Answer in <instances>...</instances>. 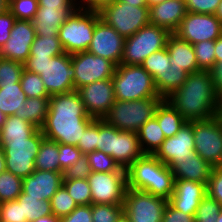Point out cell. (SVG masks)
Instances as JSON below:
<instances>
[{"mask_svg": "<svg viewBox=\"0 0 222 222\" xmlns=\"http://www.w3.org/2000/svg\"><path fill=\"white\" fill-rule=\"evenodd\" d=\"M93 120L87 114L78 91L74 90L50 96L46 121L41 130L48 140L77 146L85 128Z\"/></svg>", "mask_w": 222, "mask_h": 222, "instance_id": "1", "label": "cell"}, {"mask_svg": "<svg viewBox=\"0 0 222 222\" xmlns=\"http://www.w3.org/2000/svg\"><path fill=\"white\" fill-rule=\"evenodd\" d=\"M165 100L187 122L208 120L219 115V96L209 70L188 74L183 85Z\"/></svg>", "mask_w": 222, "mask_h": 222, "instance_id": "2", "label": "cell"}, {"mask_svg": "<svg viewBox=\"0 0 222 222\" xmlns=\"http://www.w3.org/2000/svg\"><path fill=\"white\" fill-rule=\"evenodd\" d=\"M127 188L144 191L167 201L174 192L175 178L166 164L151 154L136 159L127 169Z\"/></svg>", "mask_w": 222, "mask_h": 222, "instance_id": "3", "label": "cell"}, {"mask_svg": "<svg viewBox=\"0 0 222 222\" xmlns=\"http://www.w3.org/2000/svg\"><path fill=\"white\" fill-rule=\"evenodd\" d=\"M112 81L115 100L134 101L160 97L153 77L141 65L116 66Z\"/></svg>", "mask_w": 222, "mask_h": 222, "instance_id": "4", "label": "cell"}, {"mask_svg": "<svg viewBox=\"0 0 222 222\" xmlns=\"http://www.w3.org/2000/svg\"><path fill=\"white\" fill-rule=\"evenodd\" d=\"M163 100L161 97L134 101L115 100L103 119L118 130L137 133L146 121L155 116L156 109Z\"/></svg>", "mask_w": 222, "mask_h": 222, "instance_id": "5", "label": "cell"}, {"mask_svg": "<svg viewBox=\"0 0 222 222\" xmlns=\"http://www.w3.org/2000/svg\"><path fill=\"white\" fill-rule=\"evenodd\" d=\"M99 20L98 11L78 7L58 30L65 53L87 51L93 39L95 24Z\"/></svg>", "mask_w": 222, "mask_h": 222, "instance_id": "6", "label": "cell"}, {"mask_svg": "<svg viewBox=\"0 0 222 222\" xmlns=\"http://www.w3.org/2000/svg\"><path fill=\"white\" fill-rule=\"evenodd\" d=\"M170 35L168 30L159 26L149 24L142 27L134 35L125 38L121 64L141 65L152 53L166 47Z\"/></svg>", "mask_w": 222, "mask_h": 222, "instance_id": "7", "label": "cell"}, {"mask_svg": "<svg viewBox=\"0 0 222 222\" xmlns=\"http://www.w3.org/2000/svg\"><path fill=\"white\" fill-rule=\"evenodd\" d=\"M100 19L113 27L124 38L137 33L149 25V7L128 5L120 0L102 7L98 11Z\"/></svg>", "mask_w": 222, "mask_h": 222, "instance_id": "8", "label": "cell"}, {"mask_svg": "<svg viewBox=\"0 0 222 222\" xmlns=\"http://www.w3.org/2000/svg\"><path fill=\"white\" fill-rule=\"evenodd\" d=\"M44 138L42 130L38 129L30 138L1 142L6 171L22 179L35 171V158Z\"/></svg>", "mask_w": 222, "mask_h": 222, "instance_id": "9", "label": "cell"}, {"mask_svg": "<svg viewBox=\"0 0 222 222\" xmlns=\"http://www.w3.org/2000/svg\"><path fill=\"white\" fill-rule=\"evenodd\" d=\"M195 152L212 167L222 164V115L193 121Z\"/></svg>", "mask_w": 222, "mask_h": 222, "instance_id": "10", "label": "cell"}, {"mask_svg": "<svg viewBox=\"0 0 222 222\" xmlns=\"http://www.w3.org/2000/svg\"><path fill=\"white\" fill-rule=\"evenodd\" d=\"M88 182L92 204L123 205L127 190L126 171L92 172Z\"/></svg>", "mask_w": 222, "mask_h": 222, "instance_id": "11", "label": "cell"}, {"mask_svg": "<svg viewBox=\"0 0 222 222\" xmlns=\"http://www.w3.org/2000/svg\"><path fill=\"white\" fill-rule=\"evenodd\" d=\"M167 204L166 199L127 188L123 202V214L132 222H162Z\"/></svg>", "mask_w": 222, "mask_h": 222, "instance_id": "12", "label": "cell"}, {"mask_svg": "<svg viewBox=\"0 0 222 222\" xmlns=\"http://www.w3.org/2000/svg\"><path fill=\"white\" fill-rule=\"evenodd\" d=\"M71 64L75 70V90L84 85L112 79L116 65L88 51L71 54Z\"/></svg>", "mask_w": 222, "mask_h": 222, "instance_id": "13", "label": "cell"}, {"mask_svg": "<svg viewBox=\"0 0 222 222\" xmlns=\"http://www.w3.org/2000/svg\"><path fill=\"white\" fill-rule=\"evenodd\" d=\"M174 34L192 45L215 41L222 35V23L212 14L187 12Z\"/></svg>", "mask_w": 222, "mask_h": 222, "instance_id": "14", "label": "cell"}, {"mask_svg": "<svg viewBox=\"0 0 222 222\" xmlns=\"http://www.w3.org/2000/svg\"><path fill=\"white\" fill-rule=\"evenodd\" d=\"M40 77L50 96L74 91L75 70L71 64V54L53 57L44 65Z\"/></svg>", "mask_w": 222, "mask_h": 222, "instance_id": "15", "label": "cell"}, {"mask_svg": "<svg viewBox=\"0 0 222 222\" xmlns=\"http://www.w3.org/2000/svg\"><path fill=\"white\" fill-rule=\"evenodd\" d=\"M77 91L87 114L94 119H103L115 103L112 79H105L84 85Z\"/></svg>", "mask_w": 222, "mask_h": 222, "instance_id": "16", "label": "cell"}, {"mask_svg": "<svg viewBox=\"0 0 222 222\" xmlns=\"http://www.w3.org/2000/svg\"><path fill=\"white\" fill-rule=\"evenodd\" d=\"M125 38L101 19L95 24L93 39L87 49L91 54L105 58L116 66L121 64Z\"/></svg>", "mask_w": 222, "mask_h": 222, "instance_id": "17", "label": "cell"}, {"mask_svg": "<svg viewBox=\"0 0 222 222\" xmlns=\"http://www.w3.org/2000/svg\"><path fill=\"white\" fill-rule=\"evenodd\" d=\"M36 32L30 20H15L10 39L1 47L0 57L25 63L30 56Z\"/></svg>", "mask_w": 222, "mask_h": 222, "instance_id": "18", "label": "cell"}, {"mask_svg": "<svg viewBox=\"0 0 222 222\" xmlns=\"http://www.w3.org/2000/svg\"><path fill=\"white\" fill-rule=\"evenodd\" d=\"M194 150L193 121H191L186 122L174 136L166 138L153 155L168 166L174 159L184 158Z\"/></svg>", "mask_w": 222, "mask_h": 222, "instance_id": "19", "label": "cell"}, {"mask_svg": "<svg viewBox=\"0 0 222 222\" xmlns=\"http://www.w3.org/2000/svg\"><path fill=\"white\" fill-rule=\"evenodd\" d=\"M206 190L205 183L175 179L174 192L168 203L176 210L195 215L200 202L207 195Z\"/></svg>", "mask_w": 222, "mask_h": 222, "instance_id": "20", "label": "cell"}, {"mask_svg": "<svg viewBox=\"0 0 222 222\" xmlns=\"http://www.w3.org/2000/svg\"><path fill=\"white\" fill-rule=\"evenodd\" d=\"M63 172L35 170L23 179L22 193L39 200L50 201L52 196L61 187Z\"/></svg>", "mask_w": 222, "mask_h": 222, "instance_id": "21", "label": "cell"}, {"mask_svg": "<svg viewBox=\"0 0 222 222\" xmlns=\"http://www.w3.org/2000/svg\"><path fill=\"white\" fill-rule=\"evenodd\" d=\"M186 14L185 0H165L149 7V23L174 34Z\"/></svg>", "mask_w": 222, "mask_h": 222, "instance_id": "22", "label": "cell"}, {"mask_svg": "<svg viewBox=\"0 0 222 222\" xmlns=\"http://www.w3.org/2000/svg\"><path fill=\"white\" fill-rule=\"evenodd\" d=\"M168 166L175 179L191 180L206 185L213 169L195 150L184 158L174 159Z\"/></svg>", "mask_w": 222, "mask_h": 222, "instance_id": "23", "label": "cell"}, {"mask_svg": "<svg viewBox=\"0 0 222 222\" xmlns=\"http://www.w3.org/2000/svg\"><path fill=\"white\" fill-rule=\"evenodd\" d=\"M144 155L136 132L121 131L114 127L113 159L121 168L127 169Z\"/></svg>", "mask_w": 222, "mask_h": 222, "instance_id": "24", "label": "cell"}, {"mask_svg": "<svg viewBox=\"0 0 222 222\" xmlns=\"http://www.w3.org/2000/svg\"><path fill=\"white\" fill-rule=\"evenodd\" d=\"M78 7L46 8L38 7L35 17L31 20L36 35L41 37L58 36L61 25Z\"/></svg>", "mask_w": 222, "mask_h": 222, "instance_id": "25", "label": "cell"}, {"mask_svg": "<svg viewBox=\"0 0 222 222\" xmlns=\"http://www.w3.org/2000/svg\"><path fill=\"white\" fill-rule=\"evenodd\" d=\"M166 49L170 56L171 66L182 68L189 74L200 71L194 47L186 40H182L175 34H171L168 38Z\"/></svg>", "mask_w": 222, "mask_h": 222, "instance_id": "26", "label": "cell"}, {"mask_svg": "<svg viewBox=\"0 0 222 222\" xmlns=\"http://www.w3.org/2000/svg\"><path fill=\"white\" fill-rule=\"evenodd\" d=\"M26 98L20 83L0 84V111L6 116L15 115L21 118V108Z\"/></svg>", "mask_w": 222, "mask_h": 222, "instance_id": "27", "label": "cell"}, {"mask_svg": "<svg viewBox=\"0 0 222 222\" xmlns=\"http://www.w3.org/2000/svg\"><path fill=\"white\" fill-rule=\"evenodd\" d=\"M155 117L165 138L174 136L187 122L165 99L157 107Z\"/></svg>", "mask_w": 222, "mask_h": 222, "instance_id": "28", "label": "cell"}, {"mask_svg": "<svg viewBox=\"0 0 222 222\" xmlns=\"http://www.w3.org/2000/svg\"><path fill=\"white\" fill-rule=\"evenodd\" d=\"M137 134L144 154L153 155L166 139L155 116L146 121Z\"/></svg>", "mask_w": 222, "mask_h": 222, "instance_id": "29", "label": "cell"}, {"mask_svg": "<svg viewBox=\"0 0 222 222\" xmlns=\"http://www.w3.org/2000/svg\"><path fill=\"white\" fill-rule=\"evenodd\" d=\"M1 129V142H9L11 140L30 138L38 128L30 122L17 117L9 115L6 118Z\"/></svg>", "mask_w": 222, "mask_h": 222, "instance_id": "30", "label": "cell"}, {"mask_svg": "<svg viewBox=\"0 0 222 222\" xmlns=\"http://www.w3.org/2000/svg\"><path fill=\"white\" fill-rule=\"evenodd\" d=\"M188 74L182 68L171 66L163 75H158L154 79V83L159 96L163 99L169 97L183 85Z\"/></svg>", "mask_w": 222, "mask_h": 222, "instance_id": "31", "label": "cell"}, {"mask_svg": "<svg viewBox=\"0 0 222 222\" xmlns=\"http://www.w3.org/2000/svg\"><path fill=\"white\" fill-rule=\"evenodd\" d=\"M34 163L35 170L62 172L59 166V143L44 138Z\"/></svg>", "mask_w": 222, "mask_h": 222, "instance_id": "32", "label": "cell"}, {"mask_svg": "<svg viewBox=\"0 0 222 222\" xmlns=\"http://www.w3.org/2000/svg\"><path fill=\"white\" fill-rule=\"evenodd\" d=\"M49 98H26L21 108V118L41 129L46 121Z\"/></svg>", "mask_w": 222, "mask_h": 222, "instance_id": "33", "label": "cell"}, {"mask_svg": "<svg viewBox=\"0 0 222 222\" xmlns=\"http://www.w3.org/2000/svg\"><path fill=\"white\" fill-rule=\"evenodd\" d=\"M17 200L22 203L23 217L27 222L53 214L50 201L29 197L25 193H21Z\"/></svg>", "mask_w": 222, "mask_h": 222, "instance_id": "34", "label": "cell"}, {"mask_svg": "<svg viewBox=\"0 0 222 222\" xmlns=\"http://www.w3.org/2000/svg\"><path fill=\"white\" fill-rule=\"evenodd\" d=\"M65 53L58 36H37L31 45L29 57H56Z\"/></svg>", "mask_w": 222, "mask_h": 222, "instance_id": "35", "label": "cell"}, {"mask_svg": "<svg viewBox=\"0 0 222 222\" xmlns=\"http://www.w3.org/2000/svg\"><path fill=\"white\" fill-rule=\"evenodd\" d=\"M20 84L23 93L27 98H50L39 74L24 69L21 75Z\"/></svg>", "mask_w": 222, "mask_h": 222, "instance_id": "36", "label": "cell"}, {"mask_svg": "<svg viewBox=\"0 0 222 222\" xmlns=\"http://www.w3.org/2000/svg\"><path fill=\"white\" fill-rule=\"evenodd\" d=\"M23 179L9 171L0 174V203L17 200L22 193Z\"/></svg>", "mask_w": 222, "mask_h": 222, "instance_id": "37", "label": "cell"}, {"mask_svg": "<svg viewBox=\"0 0 222 222\" xmlns=\"http://www.w3.org/2000/svg\"><path fill=\"white\" fill-rule=\"evenodd\" d=\"M62 185L77 205L92 204L91 189L88 179H63Z\"/></svg>", "mask_w": 222, "mask_h": 222, "instance_id": "38", "label": "cell"}, {"mask_svg": "<svg viewBox=\"0 0 222 222\" xmlns=\"http://www.w3.org/2000/svg\"><path fill=\"white\" fill-rule=\"evenodd\" d=\"M141 66L155 79L158 75H163L169 67L170 56L165 48L152 53L141 64Z\"/></svg>", "mask_w": 222, "mask_h": 222, "instance_id": "39", "label": "cell"}, {"mask_svg": "<svg viewBox=\"0 0 222 222\" xmlns=\"http://www.w3.org/2000/svg\"><path fill=\"white\" fill-rule=\"evenodd\" d=\"M50 202L52 213L59 218L69 215L78 206L63 185L52 196Z\"/></svg>", "mask_w": 222, "mask_h": 222, "instance_id": "40", "label": "cell"}, {"mask_svg": "<svg viewBox=\"0 0 222 222\" xmlns=\"http://www.w3.org/2000/svg\"><path fill=\"white\" fill-rule=\"evenodd\" d=\"M86 156L92 172L126 171V169L121 168L110 155L102 151L95 150Z\"/></svg>", "mask_w": 222, "mask_h": 222, "instance_id": "41", "label": "cell"}, {"mask_svg": "<svg viewBox=\"0 0 222 222\" xmlns=\"http://www.w3.org/2000/svg\"><path fill=\"white\" fill-rule=\"evenodd\" d=\"M197 65L200 70H210L215 64V41L193 44Z\"/></svg>", "mask_w": 222, "mask_h": 222, "instance_id": "42", "label": "cell"}, {"mask_svg": "<svg viewBox=\"0 0 222 222\" xmlns=\"http://www.w3.org/2000/svg\"><path fill=\"white\" fill-rule=\"evenodd\" d=\"M24 64L0 57V84L20 83Z\"/></svg>", "mask_w": 222, "mask_h": 222, "instance_id": "43", "label": "cell"}, {"mask_svg": "<svg viewBox=\"0 0 222 222\" xmlns=\"http://www.w3.org/2000/svg\"><path fill=\"white\" fill-rule=\"evenodd\" d=\"M221 209L222 206L215 199L206 195L196 210L195 222H216Z\"/></svg>", "mask_w": 222, "mask_h": 222, "instance_id": "44", "label": "cell"}, {"mask_svg": "<svg viewBox=\"0 0 222 222\" xmlns=\"http://www.w3.org/2000/svg\"><path fill=\"white\" fill-rule=\"evenodd\" d=\"M123 205L92 204V222H118Z\"/></svg>", "mask_w": 222, "mask_h": 222, "instance_id": "45", "label": "cell"}, {"mask_svg": "<svg viewBox=\"0 0 222 222\" xmlns=\"http://www.w3.org/2000/svg\"><path fill=\"white\" fill-rule=\"evenodd\" d=\"M38 0H9V11L17 20H32L38 11Z\"/></svg>", "mask_w": 222, "mask_h": 222, "instance_id": "46", "label": "cell"}, {"mask_svg": "<svg viewBox=\"0 0 222 222\" xmlns=\"http://www.w3.org/2000/svg\"><path fill=\"white\" fill-rule=\"evenodd\" d=\"M114 127L104 119H98L97 150L113 158Z\"/></svg>", "mask_w": 222, "mask_h": 222, "instance_id": "47", "label": "cell"}, {"mask_svg": "<svg viewBox=\"0 0 222 222\" xmlns=\"http://www.w3.org/2000/svg\"><path fill=\"white\" fill-rule=\"evenodd\" d=\"M98 140V119H94L86 128L82 137L79 139L77 147L83 155H87L97 150Z\"/></svg>", "mask_w": 222, "mask_h": 222, "instance_id": "48", "label": "cell"}, {"mask_svg": "<svg viewBox=\"0 0 222 222\" xmlns=\"http://www.w3.org/2000/svg\"><path fill=\"white\" fill-rule=\"evenodd\" d=\"M0 222H27L23 217L22 203L18 200L0 203Z\"/></svg>", "mask_w": 222, "mask_h": 222, "instance_id": "49", "label": "cell"}, {"mask_svg": "<svg viewBox=\"0 0 222 222\" xmlns=\"http://www.w3.org/2000/svg\"><path fill=\"white\" fill-rule=\"evenodd\" d=\"M82 155L83 153L77 146L59 143V166L61 171L64 172L75 164Z\"/></svg>", "mask_w": 222, "mask_h": 222, "instance_id": "50", "label": "cell"}, {"mask_svg": "<svg viewBox=\"0 0 222 222\" xmlns=\"http://www.w3.org/2000/svg\"><path fill=\"white\" fill-rule=\"evenodd\" d=\"M206 188L207 195L222 206V165L213 167Z\"/></svg>", "mask_w": 222, "mask_h": 222, "instance_id": "51", "label": "cell"}, {"mask_svg": "<svg viewBox=\"0 0 222 222\" xmlns=\"http://www.w3.org/2000/svg\"><path fill=\"white\" fill-rule=\"evenodd\" d=\"M92 173L86 155H82L72 166L63 172V179H88Z\"/></svg>", "mask_w": 222, "mask_h": 222, "instance_id": "52", "label": "cell"}, {"mask_svg": "<svg viewBox=\"0 0 222 222\" xmlns=\"http://www.w3.org/2000/svg\"><path fill=\"white\" fill-rule=\"evenodd\" d=\"M221 0H185L187 12L215 15Z\"/></svg>", "mask_w": 222, "mask_h": 222, "instance_id": "53", "label": "cell"}, {"mask_svg": "<svg viewBox=\"0 0 222 222\" xmlns=\"http://www.w3.org/2000/svg\"><path fill=\"white\" fill-rule=\"evenodd\" d=\"M60 219L61 222H92V204L79 205L69 215Z\"/></svg>", "mask_w": 222, "mask_h": 222, "instance_id": "54", "label": "cell"}, {"mask_svg": "<svg viewBox=\"0 0 222 222\" xmlns=\"http://www.w3.org/2000/svg\"><path fill=\"white\" fill-rule=\"evenodd\" d=\"M15 17L8 10L0 15V49L10 39Z\"/></svg>", "mask_w": 222, "mask_h": 222, "instance_id": "55", "label": "cell"}, {"mask_svg": "<svg viewBox=\"0 0 222 222\" xmlns=\"http://www.w3.org/2000/svg\"><path fill=\"white\" fill-rule=\"evenodd\" d=\"M162 222H195V218L194 215L176 210L168 203L163 213Z\"/></svg>", "mask_w": 222, "mask_h": 222, "instance_id": "56", "label": "cell"}, {"mask_svg": "<svg viewBox=\"0 0 222 222\" xmlns=\"http://www.w3.org/2000/svg\"><path fill=\"white\" fill-rule=\"evenodd\" d=\"M52 58L53 57H28L24 63V69L40 75L44 65L48 61H51Z\"/></svg>", "mask_w": 222, "mask_h": 222, "instance_id": "57", "label": "cell"}, {"mask_svg": "<svg viewBox=\"0 0 222 222\" xmlns=\"http://www.w3.org/2000/svg\"><path fill=\"white\" fill-rule=\"evenodd\" d=\"M209 71L215 91L220 96L222 94V61L216 62Z\"/></svg>", "mask_w": 222, "mask_h": 222, "instance_id": "58", "label": "cell"}, {"mask_svg": "<svg viewBox=\"0 0 222 222\" xmlns=\"http://www.w3.org/2000/svg\"><path fill=\"white\" fill-rule=\"evenodd\" d=\"M39 7L57 8L79 7L77 0H38Z\"/></svg>", "mask_w": 222, "mask_h": 222, "instance_id": "59", "label": "cell"}, {"mask_svg": "<svg viewBox=\"0 0 222 222\" xmlns=\"http://www.w3.org/2000/svg\"><path fill=\"white\" fill-rule=\"evenodd\" d=\"M80 8L99 11L102 7L113 3L115 0H77Z\"/></svg>", "mask_w": 222, "mask_h": 222, "instance_id": "60", "label": "cell"}, {"mask_svg": "<svg viewBox=\"0 0 222 222\" xmlns=\"http://www.w3.org/2000/svg\"><path fill=\"white\" fill-rule=\"evenodd\" d=\"M222 61V35L215 40V63Z\"/></svg>", "mask_w": 222, "mask_h": 222, "instance_id": "61", "label": "cell"}, {"mask_svg": "<svg viewBox=\"0 0 222 222\" xmlns=\"http://www.w3.org/2000/svg\"><path fill=\"white\" fill-rule=\"evenodd\" d=\"M32 222H61V219L57 216H55L54 214L48 215V216H44V217H40L38 219H35Z\"/></svg>", "mask_w": 222, "mask_h": 222, "instance_id": "62", "label": "cell"}, {"mask_svg": "<svg viewBox=\"0 0 222 222\" xmlns=\"http://www.w3.org/2000/svg\"><path fill=\"white\" fill-rule=\"evenodd\" d=\"M121 2H124L128 5H134L137 7L147 6L146 0H120Z\"/></svg>", "mask_w": 222, "mask_h": 222, "instance_id": "63", "label": "cell"}, {"mask_svg": "<svg viewBox=\"0 0 222 222\" xmlns=\"http://www.w3.org/2000/svg\"><path fill=\"white\" fill-rule=\"evenodd\" d=\"M6 171L5 156L2 147H0V174Z\"/></svg>", "mask_w": 222, "mask_h": 222, "instance_id": "64", "label": "cell"}, {"mask_svg": "<svg viewBox=\"0 0 222 222\" xmlns=\"http://www.w3.org/2000/svg\"><path fill=\"white\" fill-rule=\"evenodd\" d=\"M9 10V0H0V15Z\"/></svg>", "mask_w": 222, "mask_h": 222, "instance_id": "65", "label": "cell"}, {"mask_svg": "<svg viewBox=\"0 0 222 222\" xmlns=\"http://www.w3.org/2000/svg\"><path fill=\"white\" fill-rule=\"evenodd\" d=\"M215 16L221 21L222 23V0L220 1V4L218 6V9L215 13Z\"/></svg>", "mask_w": 222, "mask_h": 222, "instance_id": "66", "label": "cell"}, {"mask_svg": "<svg viewBox=\"0 0 222 222\" xmlns=\"http://www.w3.org/2000/svg\"><path fill=\"white\" fill-rule=\"evenodd\" d=\"M146 1H147V6L150 7V6L154 5V4L163 2L165 0H146Z\"/></svg>", "mask_w": 222, "mask_h": 222, "instance_id": "67", "label": "cell"}, {"mask_svg": "<svg viewBox=\"0 0 222 222\" xmlns=\"http://www.w3.org/2000/svg\"><path fill=\"white\" fill-rule=\"evenodd\" d=\"M6 118L7 116L0 111V127L4 124V122L6 121Z\"/></svg>", "mask_w": 222, "mask_h": 222, "instance_id": "68", "label": "cell"}, {"mask_svg": "<svg viewBox=\"0 0 222 222\" xmlns=\"http://www.w3.org/2000/svg\"><path fill=\"white\" fill-rule=\"evenodd\" d=\"M118 222H132V221L123 214L121 218L118 220Z\"/></svg>", "mask_w": 222, "mask_h": 222, "instance_id": "69", "label": "cell"}, {"mask_svg": "<svg viewBox=\"0 0 222 222\" xmlns=\"http://www.w3.org/2000/svg\"><path fill=\"white\" fill-rule=\"evenodd\" d=\"M219 115H222V94L219 96Z\"/></svg>", "mask_w": 222, "mask_h": 222, "instance_id": "70", "label": "cell"}, {"mask_svg": "<svg viewBox=\"0 0 222 222\" xmlns=\"http://www.w3.org/2000/svg\"><path fill=\"white\" fill-rule=\"evenodd\" d=\"M216 222H222V209L220 211V215H219V217H218Z\"/></svg>", "mask_w": 222, "mask_h": 222, "instance_id": "71", "label": "cell"}, {"mask_svg": "<svg viewBox=\"0 0 222 222\" xmlns=\"http://www.w3.org/2000/svg\"><path fill=\"white\" fill-rule=\"evenodd\" d=\"M0 147H1V129H0Z\"/></svg>", "mask_w": 222, "mask_h": 222, "instance_id": "72", "label": "cell"}]
</instances>
